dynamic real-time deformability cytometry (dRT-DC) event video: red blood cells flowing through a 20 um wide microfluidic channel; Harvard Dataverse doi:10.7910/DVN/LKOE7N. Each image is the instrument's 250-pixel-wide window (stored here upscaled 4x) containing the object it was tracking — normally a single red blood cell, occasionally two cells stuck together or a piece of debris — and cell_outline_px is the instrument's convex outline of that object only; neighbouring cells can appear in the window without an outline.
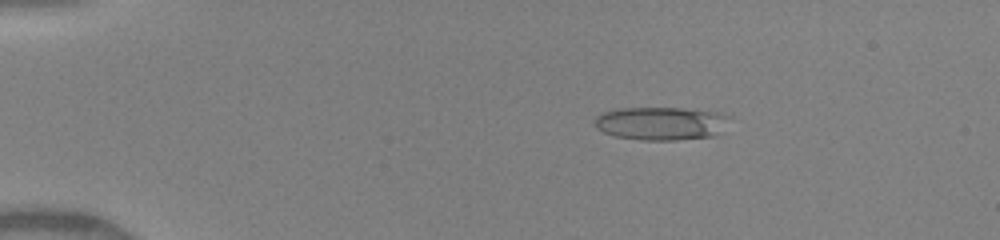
{"species": "human", "species_latin": "Homo sapiens", "temperature_condition": "warm", "stored_images_in_passage": 23, "camera_frame_rate_fps": 3000, "um_per_image_px": 0.085, "donor": {"sex": "female"}, "frame": {"image": 1, "passage_image": 3, "time_ms": 2.333, "image_size_px": [1000, 240], "cell_outline_px": [[732, 116], [716, 136], [676, 140], [640, 140], [612, 136], [596, 128], [596, 116], [604, 112], [616, 108], [684, 108], [724, 112]], "centroid_in_image_um": [56.23, 10.48], "position_along_channel_um": 28.8, "area_um2": 26.47}}
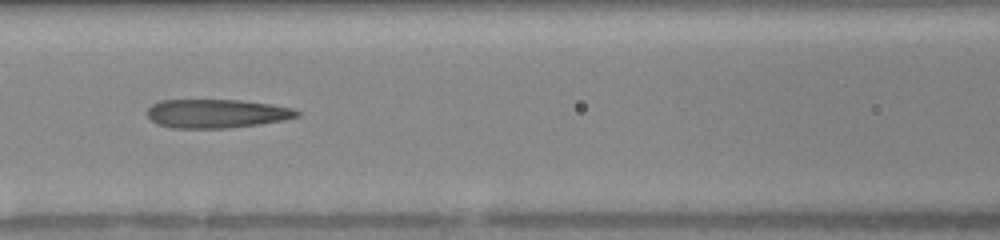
{"frame": {"image": 2, "passage_image": 13, "time_ms": 7.0, "image_size_px": [1000, 240], "cell_outline_px": [[300, 116], [284, 120], [260, 124], [228, 128], [172, 128], [156, 124], [148, 116], [148, 108], [152, 104], [160, 100], [240, 100], [268, 104], [292, 108], [300, 112]], "centroid_in_image_um": [18.4, 9.66], "position_along_channel_um": 148.2, "area_um2": 25.09}}
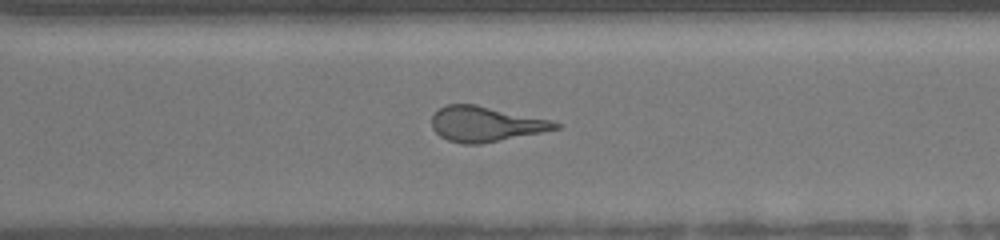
{"frame": {"image": 3, "passage_image": 23, "time_ms": 11.333, "image_size_px": [1000, 240], "cell_outline_px": [[564, 124], [560, 128], [480, 144], [460, 144], [448, 140], [440, 136], [432, 128], [432, 116], [440, 108], [448, 104], [476, 104], [552, 120]], "centroid_in_image_um": [41.28, 10.54], "position_along_channel_um": 329.3, "area_um2": 25.26}}